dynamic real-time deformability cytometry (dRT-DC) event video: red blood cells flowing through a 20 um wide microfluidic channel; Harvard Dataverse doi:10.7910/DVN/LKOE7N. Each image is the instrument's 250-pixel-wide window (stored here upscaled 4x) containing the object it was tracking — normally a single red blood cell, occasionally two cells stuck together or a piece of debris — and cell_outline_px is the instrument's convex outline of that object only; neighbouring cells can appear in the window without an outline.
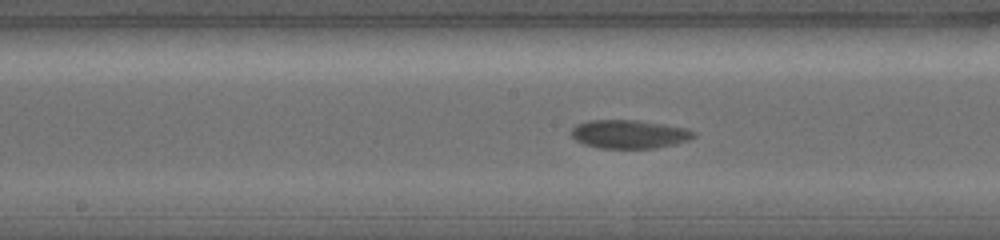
{"species": "common noctule bat (a hibernating species)", "species_latin": "Nyctalus noctula", "temperature_condition": "warm", "stored_images_in_passage": 12, "camera_frame_rate_fps": 5000, "um_per_image_px": 0.085, "animal": {"sex": "female", "body_mass_g": 19.0, "forearm_length_mm": 56.7}, "frame": {"image": 1, "passage_image": 6, "time_ms": 1.4, "image_size_px": [1000, 240], "cell_outline_px": [[696, 136], [688, 140], [676, 144], [656, 148], [600, 148], [584, 144], [576, 140], [572, 136], [572, 128], [576, 124], [592, 120], [632, 120], [688, 128], [696, 132]], "centroid_in_image_um": [53.51, 11.41], "position_along_channel_um": 194.7, "area_um2": 20.23}}
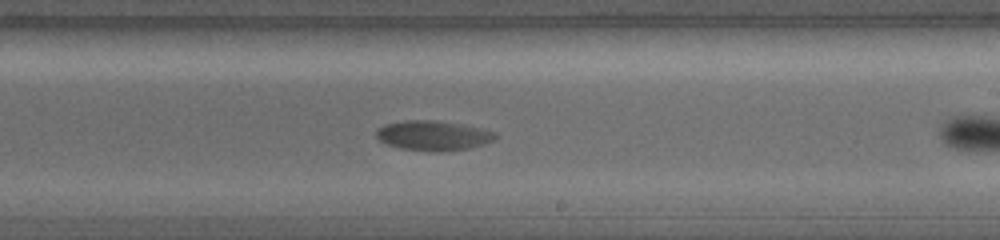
{"frame": {"image": 2, "passage_image": 9, "time_ms": 2.4, "image_size_px": [1000, 240], "cell_outline_px": [[500, 136], [484, 144], [468, 148], [444, 152], [432, 152], [400, 148], [384, 144], [376, 136], [376, 128], [384, 124], [412, 120], [424, 120], [480, 128], [496, 132]], "centroid_in_image_um": [36.78, 11.55], "position_along_channel_um": 252.2, "area_um2": 20.46}}